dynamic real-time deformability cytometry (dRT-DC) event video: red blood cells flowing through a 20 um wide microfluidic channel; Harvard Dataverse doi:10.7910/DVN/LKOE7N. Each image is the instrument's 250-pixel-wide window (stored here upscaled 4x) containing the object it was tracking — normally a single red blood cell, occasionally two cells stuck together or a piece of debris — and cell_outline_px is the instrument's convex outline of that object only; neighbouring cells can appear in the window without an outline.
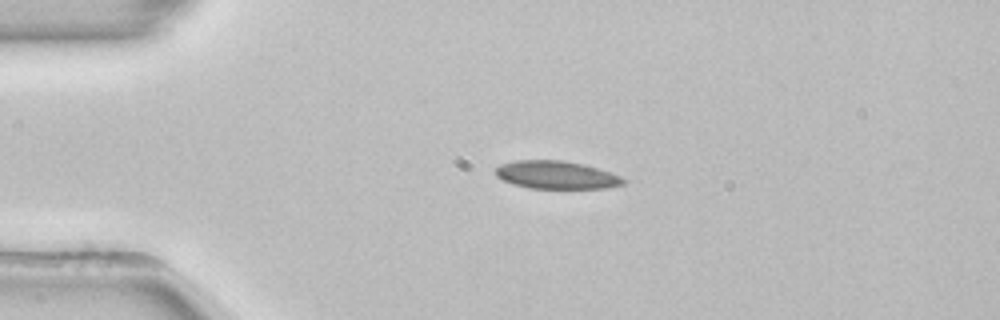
{"species": "common noctule bat (a hibernating species)", "species_latin": "Nyctalus noctula", "temperature_condition": "room temperature", "stored_images_in_passage": 42, "camera_frame_rate_fps": 3000, "um_per_image_px": 0.085, "animal": {"sex": "female", "body_mass_g": 22.7, "forearm_length_mm": 54.2}, "frame": {"image": 1, "passage_image": 1, "time_ms": 0.0, "image_size_px": [1000, 320], "cell_outline_px": [[628, 180], [624, 184], [608, 188], [528, 188], [512, 184], [496, 176], [496, 168], [500, 164], [516, 160], [564, 160], [584, 164], [620, 176]], "centroid_in_image_um": [47.29, 14.87], "position_along_channel_um": 37.7, "area_um2": 20.81}}
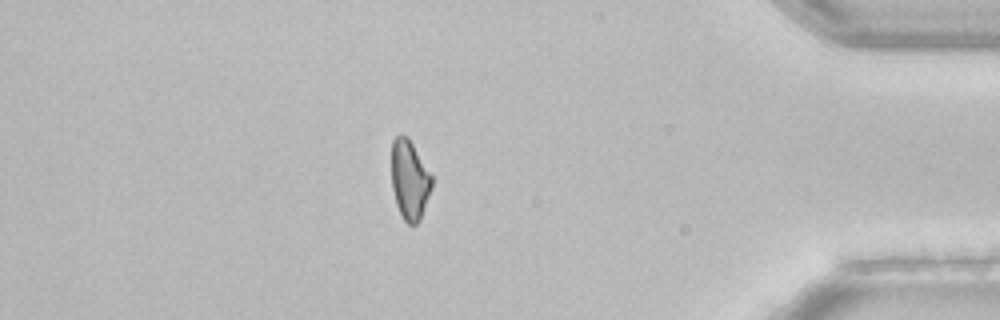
{"frame": {"image": 2, "passage_image": 35, "time_ms": 11.333, "image_size_px": [1000, 320], "cell_outline_px": [[432, 188], [420, 220], [416, 224], [408, 224], [404, 220], [396, 204], [392, 188], [392, 140], [400, 132], [408, 136], [432, 176]], "centroid_in_image_um": [34.81, 15.26], "position_along_channel_um": 400.4, "area_um2": 18.73}, "authors_computed_cell_mechanics": {"area_um2": 20.808, "velocity_mm_per_s": 3.8634, "shape_relaxation_time_tau1_ms": 10.0002, "shape_relaxation_time_tau2_ms": null, "deformation_change_tau1": 0.1522, "deformation_change_tau2": null}}